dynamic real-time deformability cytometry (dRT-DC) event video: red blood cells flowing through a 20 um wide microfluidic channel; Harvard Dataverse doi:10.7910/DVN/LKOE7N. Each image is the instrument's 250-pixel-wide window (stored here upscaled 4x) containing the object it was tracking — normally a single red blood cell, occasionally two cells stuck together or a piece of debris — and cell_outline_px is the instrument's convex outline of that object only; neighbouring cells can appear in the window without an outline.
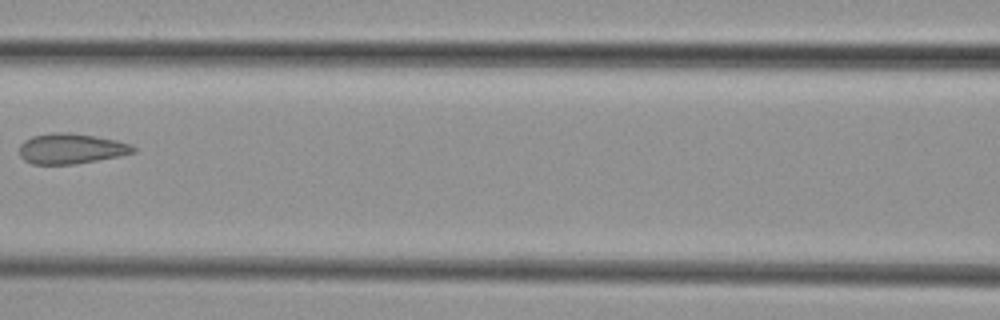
{"species": "common noctule bat (a hibernating species)", "species_latin": "Nyctalus noctula", "temperature_condition": "cold", "stored_images_in_passage": 7, "camera_frame_rate_fps": 3000, "um_per_image_px": 0.085, "animal": {"sex": "female", "body_mass_g": 29.2, "forearm_length_mm": 56.3}, "frame": {"image": 1, "passage_image": 7, "time_ms": 8.0, "image_size_px": [1000, 320], "cell_outline_px": [[136, 152], [120, 156], [76, 164], [32, 164], [24, 160], [20, 156], [20, 144], [24, 140], [32, 136], [56, 132], [72, 132], [96, 136], [116, 140], [132, 144], [136, 148]], "centroid_in_image_um": [6.06, 12.63], "position_along_channel_um": 160.5, "area_um2": 20.35}}